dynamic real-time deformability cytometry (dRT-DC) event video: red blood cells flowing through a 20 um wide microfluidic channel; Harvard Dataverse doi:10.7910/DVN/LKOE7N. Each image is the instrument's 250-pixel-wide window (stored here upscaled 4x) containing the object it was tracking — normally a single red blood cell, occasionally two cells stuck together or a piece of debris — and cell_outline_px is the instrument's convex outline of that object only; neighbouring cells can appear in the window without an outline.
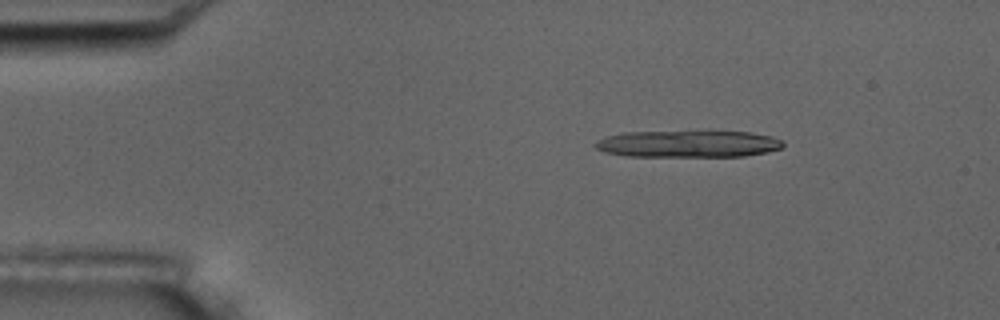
{"species": "common noctule bat (a hibernating species)", "species_latin": "Nyctalus noctula", "temperature_condition": "room temperature", "stored_images_in_passage": 6, "camera_frame_rate_fps": 3000, "um_per_image_px": 0.085, "animal": {"sex": "male", "body_mass_g": 17.5, "forearm_length_mm": 52.3}, "frame": {"image": 1, "passage_image": 3, "time_ms": 2.333, "image_size_px": [1000, 320], "cell_outline_px": [[784, 148], [768, 152], [744, 156], [628, 156], [604, 152], [596, 148], [596, 140], [604, 136], [620, 132], [752, 132], [772, 136], [784, 140]], "centroid_in_image_um": [58.52, 12.23], "position_along_channel_um": 26.5, "area_um2": 29.48}}